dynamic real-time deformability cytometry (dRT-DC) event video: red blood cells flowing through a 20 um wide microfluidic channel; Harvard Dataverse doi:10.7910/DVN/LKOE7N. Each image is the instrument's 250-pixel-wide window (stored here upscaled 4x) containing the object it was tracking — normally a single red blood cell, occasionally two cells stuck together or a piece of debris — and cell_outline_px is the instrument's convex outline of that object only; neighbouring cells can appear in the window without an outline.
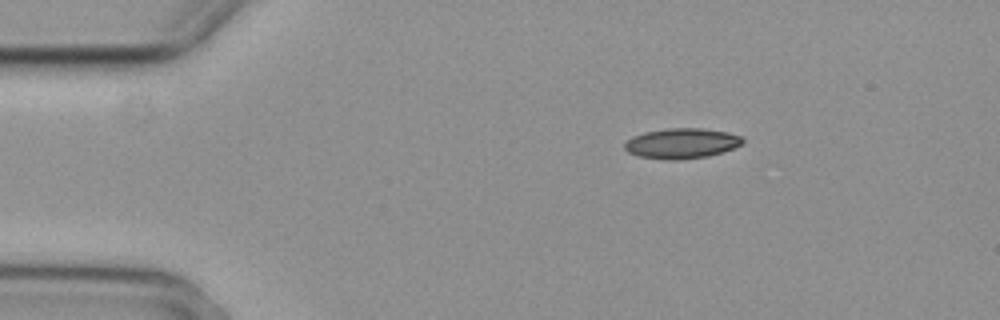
{"species": "common noctule bat (a hibernating species)", "species_latin": "Nyctalus noctula", "temperature_condition": "cold", "stored_images_in_passage": 3, "camera_frame_rate_fps": 3000, "um_per_image_px": 0.085, "animal": {"sex": "female", "body_mass_g": 29.2, "forearm_length_mm": 56.3}, "frame": {"image": 1, "passage_image": 1, "time_ms": 0.0, "image_size_px": [1000, 320], "cell_outline_px": [[744, 144], [708, 156], [676, 160], [672, 160], [640, 156], [628, 152], [624, 148], [624, 144], [632, 136], [644, 132], [668, 128], [700, 128], [728, 132], [740, 136], [744, 140]], "centroid_in_image_um": [57.94, 12.17], "position_along_channel_um": 27.1, "area_um2": 20.63}}
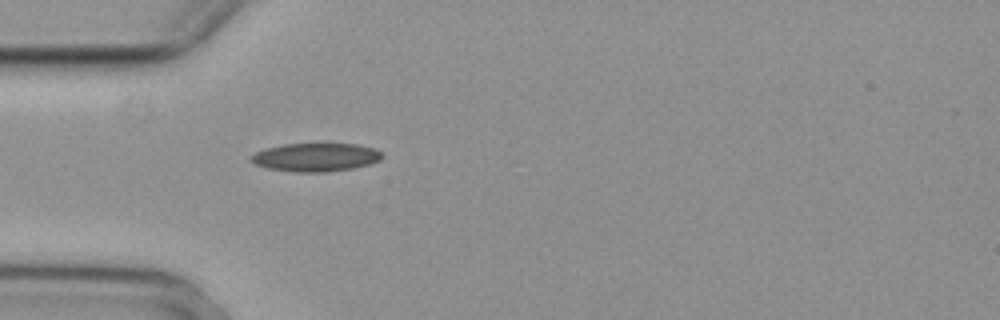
{"frame": {"image": 2, "passage_image": 3, "time_ms": 0.667, "image_size_px": [1000, 320], "cell_outline_px": [[384, 156], [380, 160], [368, 164], [352, 168], [324, 172], [296, 172], [268, 168], [256, 164], [248, 160], [256, 152], [264, 148], [284, 144], [324, 140], [356, 144], [372, 148], [380, 152]], "centroid_in_image_um": [26.83, 13.31], "position_along_channel_um": 58.2, "area_um2": 22.48}}